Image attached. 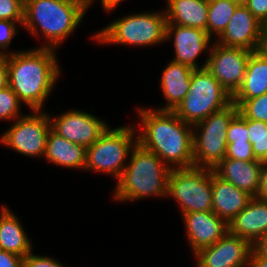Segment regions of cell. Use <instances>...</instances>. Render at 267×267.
I'll list each match as a JSON object with an SVG mask.
<instances>
[{
  "label": "cell",
  "mask_w": 267,
  "mask_h": 267,
  "mask_svg": "<svg viewBox=\"0 0 267 267\" xmlns=\"http://www.w3.org/2000/svg\"><path fill=\"white\" fill-rule=\"evenodd\" d=\"M157 109H138L142 123V133L136 136L138 143L170 169L194 167L193 125L182 121L173 111Z\"/></svg>",
  "instance_id": "1"
},
{
  "label": "cell",
  "mask_w": 267,
  "mask_h": 267,
  "mask_svg": "<svg viewBox=\"0 0 267 267\" xmlns=\"http://www.w3.org/2000/svg\"><path fill=\"white\" fill-rule=\"evenodd\" d=\"M55 49L7 53L9 87L30 109H42L60 75Z\"/></svg>",
  "instance_id": "2"
},
{
  "label": "cell",
  "mask_w": 267,
  "mask_h": 267,
  "mask_svg": "<svg viewBox=\"0 0 267 267\" xmlns=\"http://www.w3.org/2000/svg\"><path fill=\"white\" fill-rule=\"evenodd\" d=\"M87 2L84 0H25L23 26L33 35L40 32L55 49L81 23Z\"/></svg>",
  "instance_id": "3"
},
{
  "label": "cell",
  "mask_w": 267,
  "mask_h": 267,
  "mask_svg": "<svg viewBox=\"0 0 267 267\" xmlns=\"http://www.w3.org/2000/svg\"><path fill=\"white\" fill-rule=\"evenodd\" d=\"M129 161L117 180L115 199L136 201L153 195L167 197L169 166L139 143L132 149Z\"/></svg>",
  "instance_id": "4"
},
{
  "label": "cell",
  "mask_w": 267,
  "mask_h": 267,
  "mask_svg": "<svg viewBox=\"0 0 267 267\" xmlns=\"http://www.w3.org/2000/svg\"><path fill=\"white\" fill-rule=\"evenodd\" d=\"M232 103V95L205 68L194 69L188 93L173 112L194 125Z\"/></svg>",
  "instance_id": "5"
},
{
  "label": "cell",
  "mask_w": 267,
  "mask_h": 267,
  "mask_svg": "<svg viewBox=\"0 0 267 267\" xmlns=\"http://www.w3.org/2000/svg\"><path fill=\"white\" fill-rule=\"evenodd\" d=\"M238 112V107L232 102L193 125L194 167L213 169L225 158L228 127ZM196 129H200L199 135L195 133Z\"/></svg>",
  "instance_id": "6"
},
{
  "label": "cell",
  "mask_w": 267,
  "mask_h": 267,
  "mask_svg": "<svg viewBox=\"0 0 267 267\" xmlns=\"http://www.w3.org/2000/svg\"><path fill=\"white\" fill-rule=\"evenodd\" d=\"M166 23L165 12L132 14L110 23L93 37L106 44L157 45L165 41Z\"/></svg>",
  "instance_id": "7"
},
{
  "label": "cell",
  "mask_w": 267,
  "mask_h": 267,
  "mask_svg": "<svg viewBox=\"0 0 267 267\" xmlns=\"http://www.w3.org/2000/svg\"><path fill=\"white\" fill-rule=\"evenodd\" d=\"M134 134L133 126L112 130L107 128L90 147L86 148L85 169L112 174L118 180L126 167L124 161L138 143Z\"/></svg>",
  "instance_id": "8"
},
{
  "label": "cell",
  "mask_w": 267,
  "mask_h": 267,
  "mask_svg": "<svg viewBox=\"0 0 267 267\" xmlns=\"http://www.w3.org/2000/svg\"><path fill=\"white\" fill-rule=\"evenodd\" d=\"M167 196L176 199L183 214L212 211V169L201 167L171 169Z\"/></svg>",
  "instance_id": "9"
},
{
  "label": "cell",
  "mask_w": 267,
  "mask_h": 267,
  "mask_svg": "<svg viewBox=\"0 0 267 267\" xmlns=\"http://www.w3.org/2000/svg\"><path fill=\"white\" fill-rule=\"evenodd\" d=\"M50 120L47 113L33 110V115H23L16 119L1 136L0 143L23 155L44 156L47 135L51 129Z\"/></svg>",
  "instance_id": "10"
},
{
  "label": "cell",
  "mask_w": 267,
  "mask_h": 267,
  "mask_svg": "<svg viewBox=\"0 0 267 267\" xmlns=\"http://www.w3.org/2000/svg\"><path fill=\"white\" fill-rule=\"evenodd\" d=\"M211 49L202 66L233 96L243 83L247 61L252 52L217 43L213 44Z\"/></svg>",
  "instance_id": "11"
},
{
  "label": "cell",
  "mask_w": 267,
  "mask_h": 267,
  "mask_svg": "<svg viewBox=\"0 0 267 267\" xmlns=\"http://www.w3.org/2000/svg\"><path fill=\"white\" fill-rule=\"evenodd\" d=\"M265 36L266 27L245 5H239L216 43L254 52L265 47Z\"/></svg>",
  "instance_id": "12"
},
{
  "label": "cell",
  "mask_w": 267,
  "mask_h": 267,
  "mask_svg": "<svg viewBox=\"0 0 267 267\" xmlns=\"http://www.w3.org/2000/svg\"><path fill=\"white\" fill-rule=\"evenodd\" d=\"M252 248L247 240L227 232L213 245L194 254L197 267H248Z\"/></svg>",
  "instance_id": "13"
},
{
  "label": "cell",
  "mask_w": 267,
  "mask_h": 267,
  "mask_svg": "<svg viewBox=\"0 0 267 267\" xmlns=\"http://www.w3.org/2000/svg\"><path fill=\"white\" fill-rule=\"evenodd\" d=\"M50 122L56 134L85 148L90 147L108 128L100 118L79 110L65 112Z\"/></svg>",
  "instance_id": "14"
},
{
  "label": "cell",
  "mask_w": 267,
  "mask_h": 267,
  "mask_svg": "<svg viewBox=\"0 0 267 267\" xmlns=\"http://www.w3.org/2000/svg\"><path fill=\"white\" fill-rule=\"evenodd\" d=\"M174 33V50L175 58L173 61L187 65L193 69L204 68L199 67L195 59L202 51L209 49L211 38L207 32L189 26H181L176 24H166L165 40L170 38Z\"/></svg>",
  "instance_id": "15"
},
{
  "label": "cell",
  "mask_w": 267,
  "mask_h": 267,
  "mask_svg": "<svg viewBox=\"0 0 267 267\" xmlns=\"http://www.w3.org/2000/svg\"><path fill=\"white\" fill-rule=\"evenodd\" d=\"M182 215L188 241L194 253L213 245L228 232V223L213 211L189 212Z\"/></svg>",
  "instance_id": "16"
},
{
  "label": "cell",
  "mask_w": 267,
  "mask_h": 267,
  "mask_svg": "<svg viewBox=\"0 0 267 267\" xmlns=\"http://www.w3.org/2000/svg\"><path fill=\"white\" fill-rule=\"evenodd\" d=\"M228 232L253 246L267 233V201L252 197L247 206L229 221Z\"/></svg>",
  "instance_id": "17"
},
{
  "label": "cell",
  "mask_w": 267,
  "mask_h": 267,
  "mask_svg": "<svg viewBox=\"0 0 267 267\" xmlns=\"http://www.w3.org/2000/svg\"><path fill=\"white\" fill-rule=\"evenodd\" d=\"M261 165V161H244L225 157L212 170L221 179L232 183L252 197H256L260 184Z\"/></svg>",
  "instance_id": "18"
},
{
  "label": "cell",
  "mask_w": 267,
  "mask_h": 267,
  "mask_svg": "<svg viewBox=\"0 0 267 267\" xmlns=\"http://www.w3.org/2000/svg\"><path fill=\"white\" fill-rule=\"evenodd\" d=\"M252 196L218 177L212 170V211L227 223L238 215Z\"/></svg>",
  "instance_id": "19"
},
{
  "label": "cell",
  "mask_w": 267,
  "mask_h": 267,
  "mask_svg": "<svg viewBox=\"0 0 267 267\" xmlns=\"http://www.w3.org/2000/svg\"><path fill=\"white\" fill-rule=\"evenodd\" d=\"M193 71V68L173 60L164 68L160 84L167 105L158 110L173 111L181 103L188 93Z\"/></svg>",
  "instance_id": "20"
},
{
  "label": "cell",
  "mask_w": 267,
  "mask_h": 267,
  "mask_svg": "<svg viewBox=\"0 0 267 267\" xmlns=\"http://www.w3.org/2000/svg\"><path fill=\"white\" fill-rule=\"evenodd\" d=\"M267 93V50L265 48L251 53L246 66L241 87L232 100H247Z\"/></svg>",
  "instance_id": "21"
},
{
  "label": "cell",
  "mask_w": 267,
  "mask_h": 267,
  "mask_svg": "<svg viewBox=\"0 0 267 267\" xmlns=\"http://www.w3.org/2000/svg\"><path fill=\"white\" fill-rule=\"evenodd\" d=\"M44 157L47 161L62 167L85 169L86 148L68 141L50 129L46 139Z\"/></svg>",
  "instance_id": "22"
},
{
  "label": "cell",
  "mask_w": 267,
  "mask_h": 267,
  "mask_svg": "<svg viewBox=\"0 0 267 267\" xmlns=\"http://www.w3.org/2000/svg\"><path fill=\"white\" fill-rule=\"evenodd\" d=\"M166 24L199 28L206 31L208 21L207 0H167Z\"/></svg>",
  "instance_id": "23"
},
{
  "label": "cell",
  "mask_w": 267,
  "mask_h": 267,
  "mask_svg": "<svg viewBox=\"0 0 267 267\" xmlns=\"http://www.w3.org/2000/svg\"><path fill=\"white\" fill-rule=\"evenodd\" d=\"M0 213V249L25 257L32 245L18 218L6 207Z\"/></svg>",
  "instance_id": "24"
},
{
  "label": "cell",
  "mask_w": 267,
  "mask_h": 267,
  "mask_svg": "<svg viewBox=\"0 0 267 267\" xmlns=\"http://www.w3.org/2000/svg\"><path fill=\"white\" fill-rule=\"evenodd\" d=\"M238 3L231 0H212L208 2V21L206 32L210 38L216 33L218 37L225 30Z\"/></svg>",
  "instance_id": "25"
},
{
  "label": "cell",
  "mask_w": 267,
  "mask_h": 267,
  "mask_svg": "<svg viewBox=\"0 0 267 267\" xmlns=\"http://www.w3.org/2000/svg\"><path fill=\"white\" fill-rule=\"evenodd\" d=\"M249 142L256 160L267 161V123L246 119Z\"/></svg>",
  "instance_id": "26"
},
{
  "label": "cell",
  "mask_w": 267,
  "mask_h": 267,
  "mask_svg": "<svg viewBox=\"0 0 267 267\" xmlns=\"http://www.w3.org/2000/svg\"><path fill=\"white\" fill-rule=\"evenodd\" d=\"M239 113L246 119L267 123V93L247 100H232Z\"/></svg>",
  "instance_id": "27"
},
{
  "label": "cell",
  "mask_w": 267,
  "mask_h": 267,
  "mask_svg": "<svg viewBox=\"0 0 267 267\" xmlns=\"http://www.w3.org/2000/svg\"><path fill=\"white\" fill-rule=\"evenodd\" d=\"M20 104L17 95L15 92L9 87H5L0 90V119L1 120H9L18 119L22 115L20 114Z\"/></svg>",
  "instance_id": "28"
},
{
  "label": "cell",
  "mask_w": 267,
  "mask_h": 267,
  "mask_svg": "<svg viewBox=\"0 0 267 267\" xmlns=\"http://www.w3.org/2000/svg\"><path fill=\"white\" fill-rule=\"evenodd\" d=\"M25 0H0V20H10L23 25Z\"/></svg>",
  "instance_id": "29"
},
{
  "label": "cell",
  "mask_w": 267,
  "mask_h": 267,
  "mask_svg": "<svg viewBox=\"0 0 267 267\" xmlns=\"http://www.w3.org/2000/svg\"><path fill=\"white\" fill-rule=\"evenodd\" d=\"M249 142L246 118L239 112L231 120L227 131V143Z\"/></svg>",
  "instance_id": "30"
},
{
  "label": "cell",
  "mask_w": 267,
  "mask_h": 267,
  "mask_svg": "<svg viewBox=\"0 0 267 267\" xmlns=\"http://www.w3.org/2000/svg\"><path fill=\"white\" fill-rule=\"evenodd\" d=\"M225 157L244 161H258L253 154L250 142L228 143Z\"/></svg>",
  "instance_id": "31"
},
{
  "label": "cell",
  "mask_w": 267,
  "mask_h": 267,
  "mask_svg": "<svg viewBox=\"0 0 267 267\" xmlns=\"http://www.w3.org/2000/svg\"><path fill=\"white\" fill-rule=\"evenodd\" d=\"M16 22L10 20H0V56L7 55L2 49H8L12 37L18 32L15 27ZM2 48V49H1Z\"/></svg>",
  "instance_id": "32"
},
{
  "label": "cell",
  "mask_w": 267,
  "mask_h": 267,
  "mask_svg": "<svg viewBox=\"0 0 267 267\" xmlns=\"http://www.w3.org/2000/svg\"><path fill=\"white\" fill-rule=\"evenodd\" d=\"M22 267H65L60 262L40 255L29 253L23 258Z\"/></svg>",
  "instance_id": "33"
},
{
  "label": "cell",
  "mask_w": 267,
  "mask_h": 267,
  "mask_svg": "<svg viewBox=\"0 0 267 267\" xmlns=\"http://www.w3.org/2000/svg\"><path fill=\"white\" fill-rule=\"evenodd\" d=\"M244 5L267 28V0H247Z\"/></svg>",
  "instance_id": "34"
},
{
  "label": "cell",
  "mask_w": 267,
  "mask_h": 267,
  "mask_svg": "<svg viewBox=\"0 0 267 267\" xmlns=\"http://www.w3.org/2000/svg\"><path fill=\"white\" fill-rule=\"evenodd\" d=\"M23 257L0 249V267H22Z\"/></svg>",
  "instance_id": "35"
},
{
  "label": "cell",
  "mask_w": 267,
  "mask_h": 267,
  "mask_svg": "<svg viewBox=\"0 0 267 267\" xmlns=\"http://www.w3.org/2000/svg\"><path fill=\"white\" fill-rule=\"evenodd\" d=\"M256 197L263 201H267V161L262 162L261 165L260 184Z\"/></svg>",
  "instance_id": "36"
},
{
  "label": "cell",
  "mask_w": 267,
  "mask_h": 267,
  "mask_svg": "<svg viewBox=\"0 0 267 267\" xmlns=\"http://www.w3.org/2000/svg\"><path fill=\"white\" fill-rule=\"evenodd\" d=\"M9 86L7 55L0 56V90Z\"/></svg>",
  "instance_id": "37"
},
{
  "label": "cell",
  "mask_w": 267,
  "mask_h": 267,
  "mask_svg": "<svg viewBox=\"0 0 267 267\" xmlns=\"http://www.w3.org/2000/svg\"><path fill=\"white\" fill-rule=\"evenodd\" d=\"M248 267H267V258L252 248L249 256Z\"/></svg>",
  "instance_id": "38"
},
{
  "label": "cell",
  "mask_w": 267,
  "mask_h": 267,
  "mask_svg": "<svg viewBox=\"0 0 267 267\" xmlns=\"http://www.w3.org/2000/svg\"><path fill=\"white\" fill-rule=\"evenodd\" d=\"M253 248L267 258V233L264 234L254 245Z\"/></svg>",
  "instance_id": "39"
},
{
  "label": "cell",
  "mask_w": 267,
  "mask_h": 267,
  "mask_svg": "<svg viewBox=\"0 0 267 267\" xmlns=\"http://www.w3.org/2000/svg\"><path fill=\"white\" fill-rule=\"evenodd\" d=\"M121 1L122 0H101V4L104 10L111 11L114 10Z\"/></svg>",
  "instance_id": "40"
},
{
  "label": "cell",
  "mask_w": 267,
  "mask_h": 267,
  "mask_svg": "<svg viewBox=\"0 0 267 267\" xmlns=\"http://www.w3.org/2000/svg\"><path fill=\"white\" fill-rule=\"evenodd\" d=\"M231 1L236 2L239 5H244L247 2V0H231Z\"/></svg>",
  "instance_id": "41"
},
{
  "label": "cell",
  "mask_w": 267,
  "mask_h": 267,
  "mask_svg": "<svg viewBox=\"0 0 267 267\" xmlns=\"http://www.w3.org/2000/svg\"><path fill=\"white\" fill-rule=\"evenodd\" d=\"M87 2V6L90 7V5L95 2V0H84Z\"/></svg>",
  "instance_id": "42"
},
{
  "label": "cell",
  "mask_w": 267,
  "mask_h": 267,
  "mask_svg": "<svg viewBox=\"0 0 267 267\" xmlns=\"http://www.w3.org/2000/svg\"><path fill=\"white\" fill-rule=\"evenodd\" d=\"M264 48L267 50V28H266L265 47Z\"/></svg>",
  "instance_id": "43"
}]
</instances>
